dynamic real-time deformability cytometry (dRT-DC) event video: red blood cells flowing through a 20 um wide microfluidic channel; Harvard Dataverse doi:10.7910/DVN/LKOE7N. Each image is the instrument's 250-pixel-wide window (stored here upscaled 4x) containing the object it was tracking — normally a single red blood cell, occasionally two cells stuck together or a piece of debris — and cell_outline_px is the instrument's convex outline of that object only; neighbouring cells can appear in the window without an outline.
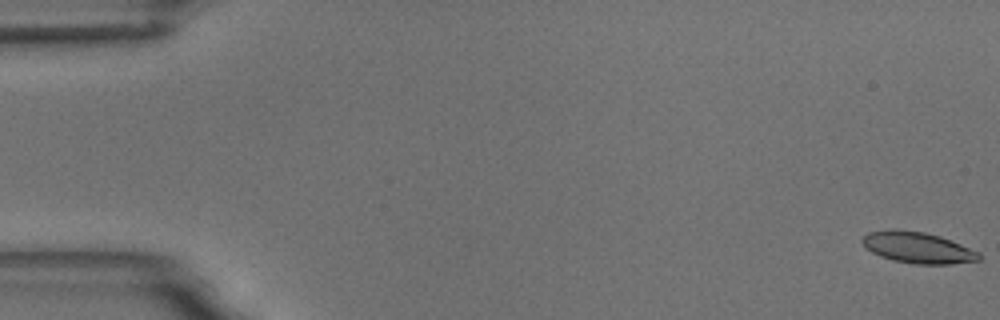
{"species": "common noctule bat (a hibernating species)", "species_latin": "Nyctalus noctula", "temperature_condition": "room temperature", "stored_images_in_passage": 10, "camera_frame_rate_fps": 3000, "um_per_image_px": 0.085, "animal": {"sex": "male", "body_mass_g": 18.8}, "frame": {"image": 1, "passage_image": 1, "time_ms": 0.0, "image_size_px": [1000, 320], "cell_outline_px": [[980, 260], [952, 264], [916, 264], [892, 260], [880, 256], [864, 248], [860, 240], [868, 232], [892, 228], [896, 228], [924, 232], [940, 236], [980, 252]], "centroid_in_image_um": [77.96, 21.03], "position_along_channel_um": 7.0, "area_um2": 21.44}}
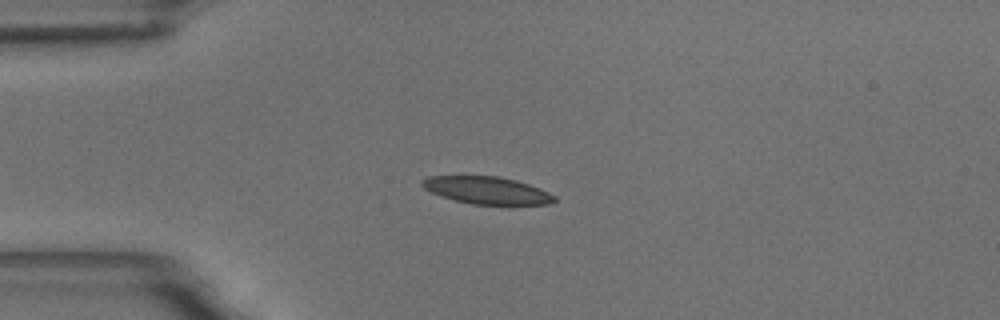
{"frame": {"image": 2, "passage_image": 5, "time_ms": 4.667, "image_size_px": [1000, 320], "cell_outline_px": [[556, 200], [552, 204], [472, 204], [440, 196], [424, 188], [420, 184], [420, 180], [428, 176], [500, 176], [516, 180], [540, 188], [556, 196]], "centroid_in_image_um": [41.38, 16.17], "position_along_channel_um": 43.6, "area_um2": 21.04}}
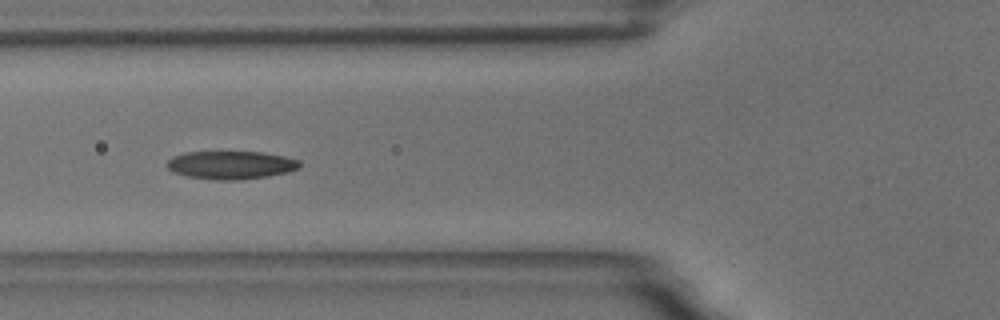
{"frame": {"image": 3, "passage_image": 7, "time_ms": 7.0, "image_size_px": [1000, 320], "cell_outline_px": [[300, 168], [288, 172], [268, 176], [240, 180], [216, 180], [188, 176], [172, 172], [168, 168], [168, 160], [172, 156], [184, 152], [260, 152], [284, 156], [300, 160]], "centroid_in_image_um": [19.64, 14.03], "position_along_channel_um": 106.2, "area_um2": 21.79}}